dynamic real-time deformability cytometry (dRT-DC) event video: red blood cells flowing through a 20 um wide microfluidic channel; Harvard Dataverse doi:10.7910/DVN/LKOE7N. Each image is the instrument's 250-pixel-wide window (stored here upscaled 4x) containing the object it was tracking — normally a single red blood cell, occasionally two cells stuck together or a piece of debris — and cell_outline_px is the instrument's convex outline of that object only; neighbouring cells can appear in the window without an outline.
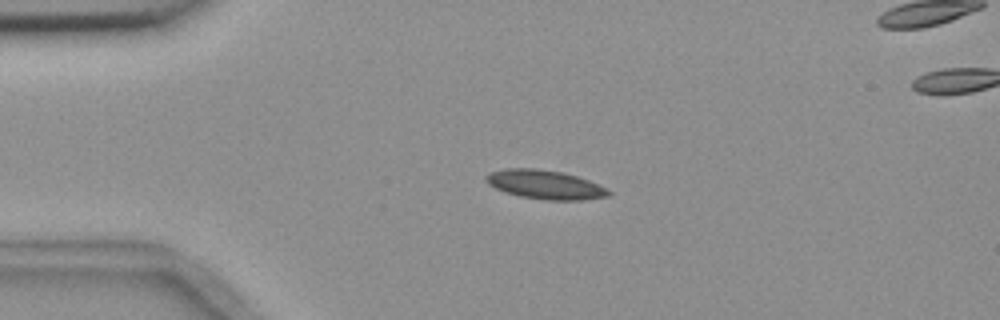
{"species": "common noctule bat (a hibernating species)", "species_latin": "Nyctalus noctula", "temperature_condition": "room temperature", "stored_images_in_passage": 5, "camera_frame_rate_fps": 3000, "um_per_image_px": 0.085, "animal": {"sex": "female", "body_mass_g": 18.4}, "frame": {"image": 1, "passage_image": 3, "time_ms": 2.333, "image_size_px": [1000, 320], "cell_outline_px": [[612, 192], [608, 196], [584, 200], [544, 200], [520, 196], [504, 192], [488, 184], [484, 180], [484, 176], [492, 172], [504, 168], [536, 168], [560, 172], [576, 176], [588, 180], [608, 188]], "centroid_in_image_um": [46.32, 15.69], "position_along_channel_um": 38.7, "area_um2": 20.75}}